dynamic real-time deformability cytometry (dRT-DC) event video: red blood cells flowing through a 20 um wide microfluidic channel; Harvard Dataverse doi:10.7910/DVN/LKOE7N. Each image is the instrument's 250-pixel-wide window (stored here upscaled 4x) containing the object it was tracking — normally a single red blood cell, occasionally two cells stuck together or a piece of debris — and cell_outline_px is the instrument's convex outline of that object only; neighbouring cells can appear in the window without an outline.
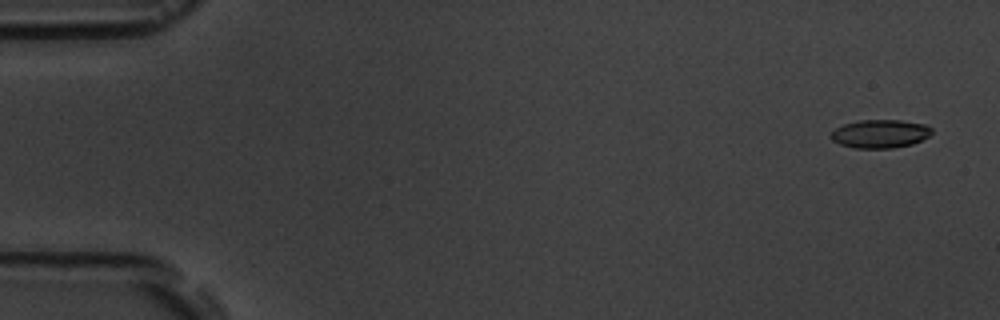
{"species": "common noctule bat (a hibernating species)", "species_latin": "Nyctalus noctula", "temperature_condition": "room temperature", "stored_images_in_passage": 4, "camera_frame_rate_fps": 3000, "um_per_image_px": 0.085, "animal": {"sex": "male", "body_mass_g": 19.5, "forearm_length_mm": 54.6}, "frame": {"image": 1, "passage_image": 1, "time_ms": 0.0, "image_size_px": [1000, 320], "cell_outline_px": [[932, 132], [928, 136], [912, 144], [892, 148], [852, 148], [840, 144], [832, 140], [828, 136], [836, 128], [844, 124], [860, 120], [900, 120], [924, 124], [932, 128]], "centroid_in_image_um": [74.78, 11.37], "position_along_channel_um": 10.2, "area_um2": 16.65}}
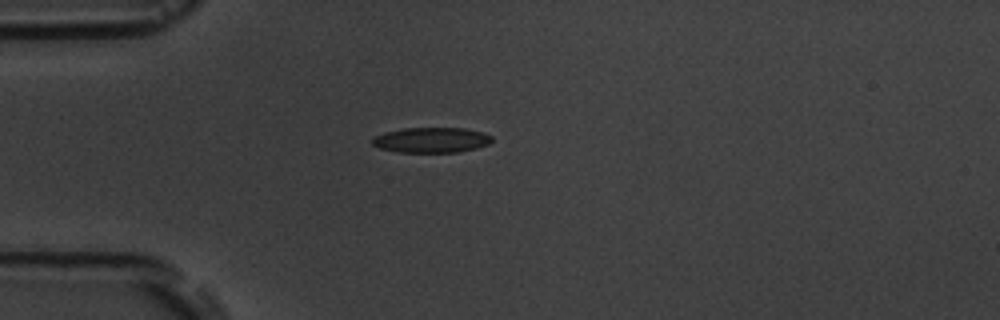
{"frame": {"image": 2, "passage_image": 4, "time_ms": 4.333, "image_size_px": [1000, 320], "cell_outline_px": [[492, 140], [488, 144], [476, 148], [456, 152], [400, 152], [380, 148], [372, 144], [372, 140], [376, 136], [384, 132], [404, 128], [464, 128], [484, 132], [492, 136]], "centroid_in_image_um": [36.69, 11.89], "position_along_channel_um": 48.3, "area_um2": 17.51}}